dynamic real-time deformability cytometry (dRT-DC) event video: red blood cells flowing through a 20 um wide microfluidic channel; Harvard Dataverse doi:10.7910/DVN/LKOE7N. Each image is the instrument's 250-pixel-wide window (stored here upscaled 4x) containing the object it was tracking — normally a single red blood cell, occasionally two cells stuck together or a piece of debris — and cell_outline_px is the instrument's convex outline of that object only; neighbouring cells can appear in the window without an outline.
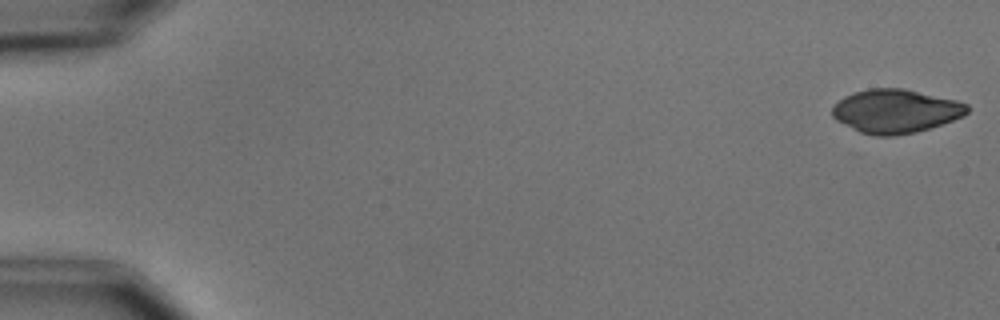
{"species": "common noctule bat (a hibernating species)", "species_latin": "Nyctalus noctula", "temperature_condition": "cold", "stored_images_in_passage": 4, "camera_frame_rate_fps": 3000, "um_per_image_px": 0.085, "animal": {"sex": "male", "body_mass_g": 15.6}, "frame": {"image": 1, "passage_image": 1, "time_ms": 0.0, "image_size_px": [1000, 320], "cell_outline_px": [[968, 112], [964, 116], [916, 132], [892, 136], [876, 136], [860, 132], [836, 120], [832, 116], [832, 108], [844, 96], [852, 92], [868, 88], [904, 88], [956, 100], [968, 104]], "centroid_in_image_um": [76.12, 9.44], "position_along_channel_um": 8.9, "area_um2": 34.28}}